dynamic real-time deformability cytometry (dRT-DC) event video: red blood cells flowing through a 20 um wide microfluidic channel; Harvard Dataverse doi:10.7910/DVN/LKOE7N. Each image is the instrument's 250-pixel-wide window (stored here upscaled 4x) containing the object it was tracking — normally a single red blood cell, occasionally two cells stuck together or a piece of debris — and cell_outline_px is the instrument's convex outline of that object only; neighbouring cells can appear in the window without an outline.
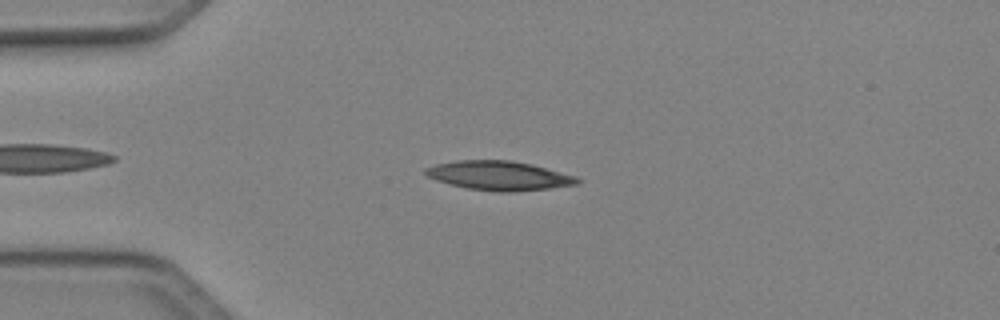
{"species": "Egyptian fruit bat (a non-hibernating species)", "species_latin": "Rousettus aegyptiacus", "temperature_condition": "cold", "stored_images_in_passage": 45, "camera_frame_rate_fps": 3000, "um_per_image_px": 0.085, "animal": {"sex": "female"}, "frame": {"image": 1, "passage_image": 8, "time_ms": 2.333, "image_size_px": [1000, 320], "cell_outline_px": [[584, 180], [580, 184], [548, 188], [512, 192], [500, 192], [468, 188], [436, 180], [428, 176], [424, 172], [424, 168], [436, 164], [456, 160], [512, 160], [532, 164], [576, 176]], "centroid_in_image_um": [42.46, 14.92], "position_along_channel_um": 42.5, "area_um2": 25.84}}
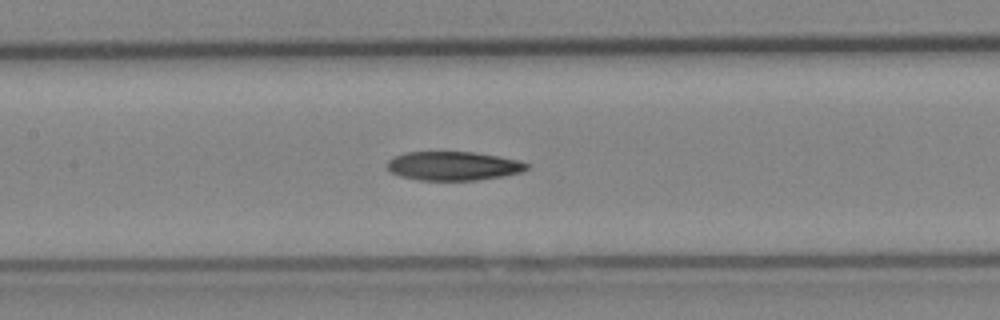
{"frame": {"image": 2, "passage_image": 19, "time_ms": 6.0, "image_size_px": [1000, 320], "cell_outline_px": [[532, 164], [528, 168], [520, 172], [504, 176], [476, 180], [416, 180], [400, 176], [388, 172], [388, 160], [396, 156], [408, 152], [472, 152], [520, 160]], "centroid_in_image_um": [38.55, 14.11], "position_along_channel_um": 168.9, "area_um2": 23.52}}
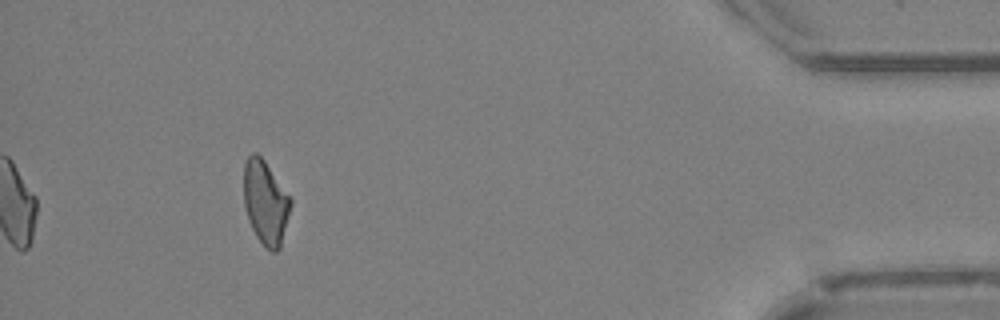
{"frame": {"image": 3, "passage_image": 41, "time_ms": 13.333, "image_size_px": [1000, 320], "cell_outline_px": [[292, 204], [280, 248], [276, 252], [272, 252], [256, 236], [248, 220], [244, 204], [244, 164], [248, 156], [252, 152], [256, 152], [264, 160], [292, 196]], "centroid_in_image_um": [22.59, 17.17], "position_along_channel_um": 412.6, "area_um2": 23.12}}